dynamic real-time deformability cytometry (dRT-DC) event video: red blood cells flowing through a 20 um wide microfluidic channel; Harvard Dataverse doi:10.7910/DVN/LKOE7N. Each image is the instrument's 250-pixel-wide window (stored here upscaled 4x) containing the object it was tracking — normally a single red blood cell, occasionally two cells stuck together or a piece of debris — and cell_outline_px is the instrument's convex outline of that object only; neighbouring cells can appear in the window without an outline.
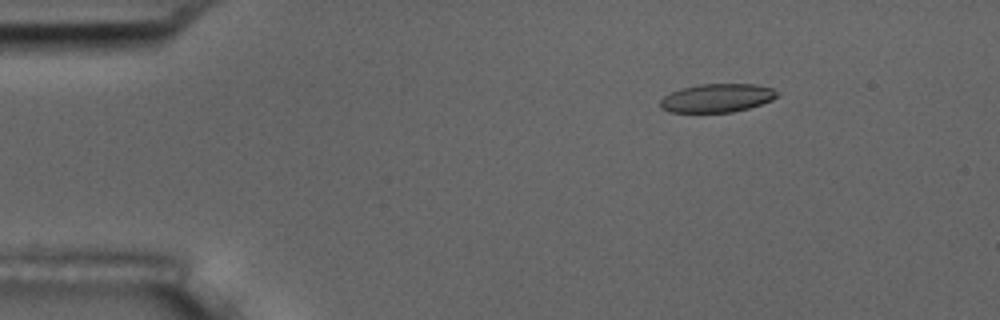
{"species": "common noctule bat (a hibernating species)", "species_latin": "Nyctalus noctula", "temperature_condition": "room temperature", "stored_images_in_passage": 5, "camera_frame_rate_fps": 3000, "um_per_image_px": 0.085, "animal": {"sex": "male", "body_mass_g": 17.5, "forearm_length_mm": 52.3}, "frame": {"image": 1, "passage_image": 3, "time_ms": 2.333, "image_size_px": [1000, 320], "cell_outline_px": [[780, 96], [772, 100], [748, 108], [732, 112], [668, 112], [660, 108], [660, 100], [664, 96], [680, 88], [700, 84], [756, 84], [772, 88], [780, 92]], "centroid_in_image_um": [60.97, 8.32], "position_along_channel_um": 24.0, "area_um2": 19.54}}